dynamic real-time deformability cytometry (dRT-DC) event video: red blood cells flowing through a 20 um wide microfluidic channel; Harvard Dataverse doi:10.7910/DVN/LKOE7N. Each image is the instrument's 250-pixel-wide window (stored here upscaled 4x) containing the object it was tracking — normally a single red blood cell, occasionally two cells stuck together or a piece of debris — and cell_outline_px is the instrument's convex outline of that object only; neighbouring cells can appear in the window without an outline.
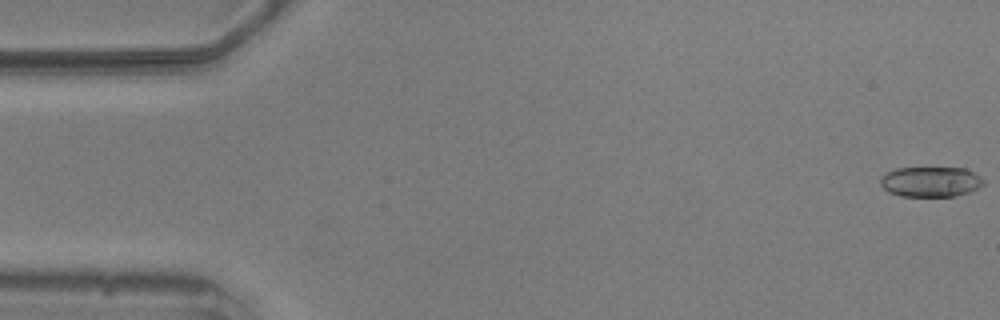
{"species": "common noctule bat (a hibernating species)", "species_latin": "Nyctalus noctula", "temperature_condition": "warm", "stored_images_in_passage": 56, "camera_frame_rate_fps": 3000, "um_per_image_px": 0.085, "animal": {"sex": "male", "body_mass_g": 20.5, "forearm_length_mm": 52.5}, "frame": {"image": 1, "passage_image": 1, "time_ms": 0.0, "image_size_px": [1000, 320], "cell_outline_px": [[984, 184], [980, 188], [956, 196], [900, 196], [888, 192], [880, 184], [880, 176], [896, 168], [964, 168], [980, 176], [984, 180]], "centroid_in_image_um": [79.1, 15.45], "position_along_channel_um": 5.9, "area_um2": 18.21}}
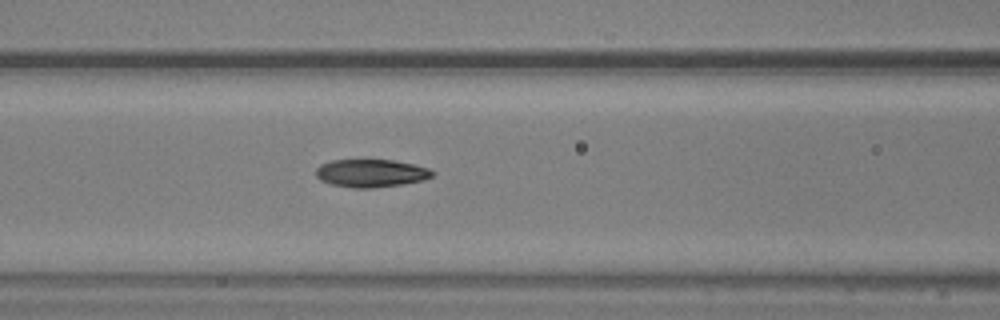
{"frame": {"image": 2, "passage_image": 23, "time_ms": 7.333, "image_size_px": [1000, 320], "cell_outline_px": [[436, 172], [432, 176], [424, 180], [404, 184], [372, 188], [352, 188], [332, 184], [320, 180], [316, 176], [316, 168], [320, 164], [332, 160], [392, 160], [412, 164], [428, 168]], "centroid_in_image_um": [31.54, 14.72], "position_along_channel_um": 135.1, "area_um2": 18.96}}
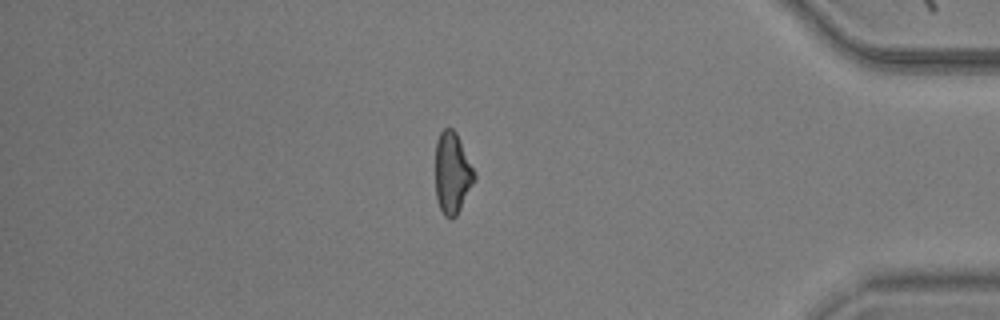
{"frame": {"image": 3, "passage_image": 48, "time_ms": 15.667, "image_size_px": [1000, 320], "cell_outline_px": [[476, 180], [456, 216], [452, 220], [444, 216], [440, 208], [436, 196], [436, 140], [440, 132], [444, 128], [452, 128], [456, 132], [476, 172]], "centroid_in_image_um": [38.46, 14.71], "position_along_channel_um": 396.7, "area_um2": 18.67}, "authors_computed_cell_mechanics": {"area_um2": 19.074, "velocity_mm_per_s": 3.5798, "shape_relaxation_time_tau1_ms": 3.7877, "shape_relaxation_time_tau2_ms": 3.6419, "deformation_change_tau1": 0.1603, "deformation_change_tau2": 0.1039}}